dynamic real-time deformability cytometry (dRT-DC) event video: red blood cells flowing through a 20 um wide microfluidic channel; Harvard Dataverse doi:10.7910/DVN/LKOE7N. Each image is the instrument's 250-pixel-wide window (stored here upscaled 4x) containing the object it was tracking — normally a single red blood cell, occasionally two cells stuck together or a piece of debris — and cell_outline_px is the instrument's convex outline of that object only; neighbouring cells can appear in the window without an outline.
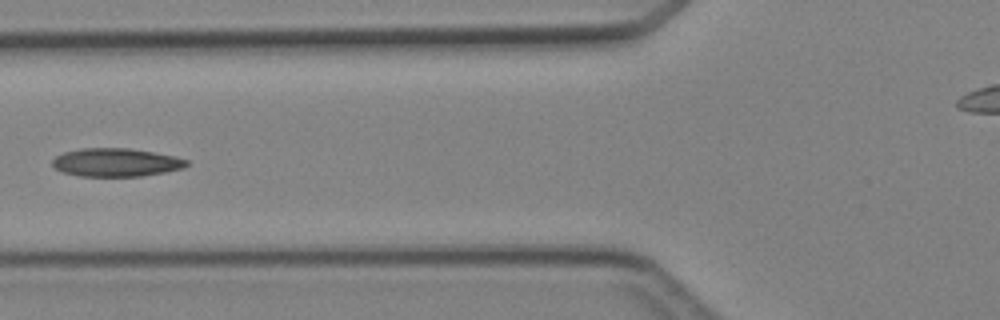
{"species": "Egyptian fruit bat (a non-hibernating species)", "species_latin": "Rousettus aegyptiacus", "temperature_condition": "cold", "stored_images_in_passage": 7, "segment_of_instrument_passage": [1, 2], "camera_frame_rate_fps": 3000, "um_per_image_px": 0.085, "animal": {"sex": "female"}, "frame": {"image": 1, "passage_image": 5, "time_ms": 4.667, "image_size_px": [1000, 320], "cell_outline_px": [[188, 164], [184, 168], [164, 172], [140, 176], [80, 176], [64, 172], [56, 168], [52, 164], [52, 160], [56, 156], [64, 152], [80, 148], [128, 148], [176, 156], [188, 160]], "centroid_in_image_um": [9.87, 13.8], "position_along_channel_um": 115.9, "area_um2": 22.02}}
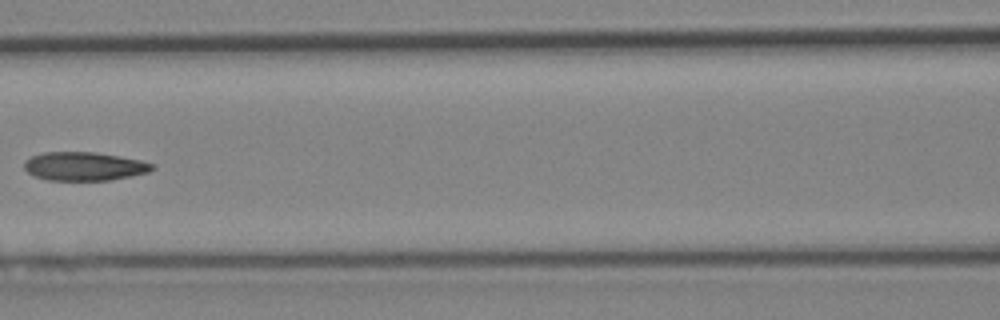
{"frame": {"image": 2, "passage_image": 6, "time_ms": 5.667, "image_size_px": [1000, 320], "cell_outline_px": [[156, 168], [148, 172], [132, 176], [112, 180], [48, 180], [36, 176], [28, 172], [24, 168], [24, 160], [32, 156], [44, 152], [92, 152], [140, 160], [156, 164]], "centroid_in_image_um": [7.18, 14.14], "position_along_channel_um": 159.4, "area_um2": 21.27}}